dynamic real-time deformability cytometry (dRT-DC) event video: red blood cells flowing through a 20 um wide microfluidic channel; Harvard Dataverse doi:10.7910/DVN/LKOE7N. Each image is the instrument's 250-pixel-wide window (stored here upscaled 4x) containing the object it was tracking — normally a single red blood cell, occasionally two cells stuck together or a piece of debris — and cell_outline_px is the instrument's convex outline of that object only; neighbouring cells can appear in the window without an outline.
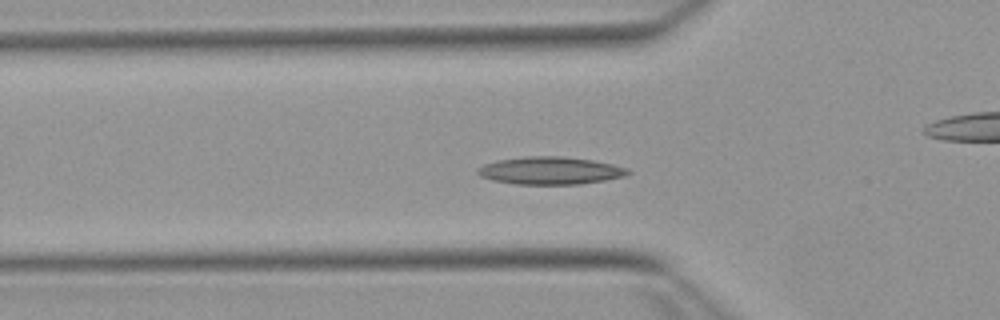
{"species": "Egyptian fruit bat (a non-hibernating species)", "species_latin": "Rousettus aegyptiacus", "temperature_condition": "warm", "stored_images_in_passage": 54, "camera_frame_rate_fps": 3000, "um_per_image_px": 0.085, "animal": {"sex": "female"}, "frame": {"image": 1, "passage_image": 18, "time_ms": 5.667, "image_size_px": [1000, 320], "cell_outline_px": [[632, 172], [624, 176], [604, 180], [580, 184], [516, 184], [492, 180], [480, 176], [476, 172], [476, 168], [484, 164], [496, 160], [524, 156], [560, 156], [592, 160], [612, 164], [628, 168]], "centroid_in_image_um": [46.74, 14.49], "position_along_channel_um": 79.1, "area_um2": 24.22}}
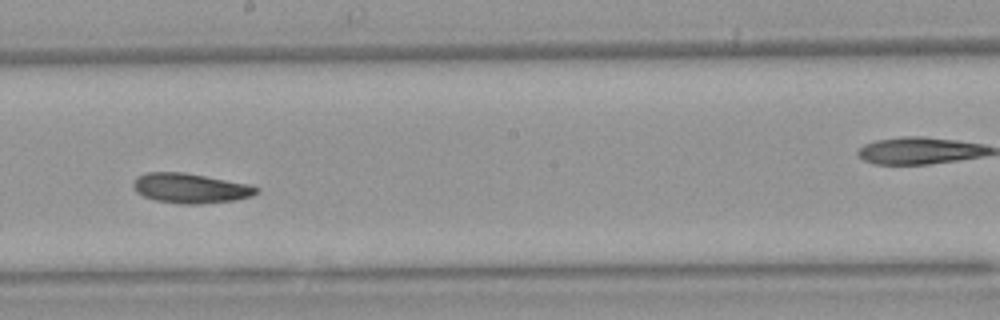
{"frame": {"image": 2, "passage_image": 30, "time_ms": 9.667, "image_size_px": [1000, 320], "cell_outline_px": [[260, 192], [252, 196], [236, 200], [200, 204], [180, 204], [156, 200], [144, 196], [136, 192], [132, 184], [136, 176], [144, 172], [184, 172], [248, 184], [260, 188]], "centroid_in_image_um": [16.18, 16.0], "position_along_channel_um": 232.0, "area_um2": 21.56}}
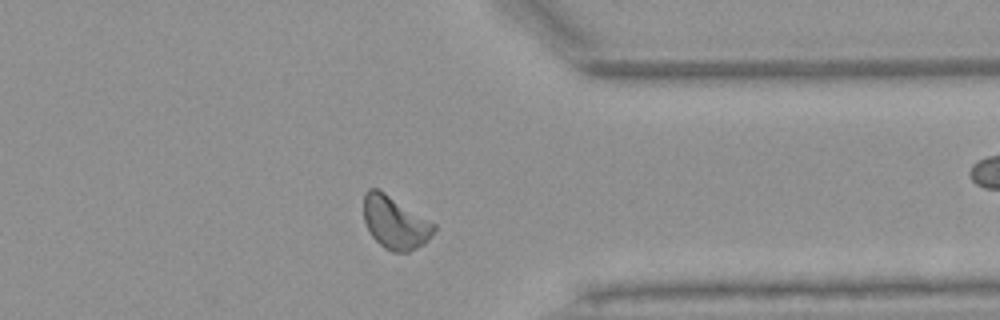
{"frame": {"image": 3, "passage_image": 42, "time_ms": 13.667, "image_size_px": [1000, 320], "cell_outline_px": [[436, 228], [428, 240], [424, 244], [408, 252], [392, 252], [384, 248], [372, 236], [364, 220], [364, 192], [368, 188], [376, 188], [384, 192], [436, 224]], "centroid_in_image_um": [33.58, 18.92], "position_along_channel_um": 377.8, "area_um2": 21.44}, "authors_computed_cell_mechanics": {"area_um2": 21.5305, "velocity_mm_per_s": 3.8292, "shape_relaxation_time_tau1_ms": 9.726, "shape_relaxation_time_tau2_ms": 4.6929, "deformation_change_tau1": 0.2099, "deformation_change_tau2": 0.1024}}